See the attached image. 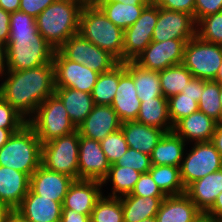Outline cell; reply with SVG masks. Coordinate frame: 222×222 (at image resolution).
Instances as JSON below:
<instances>
[{
	"label": "cell",
	"mask_w": 222,
	"mask_h": 222,
	"mask_svg": "<svg viewBox=\"0 0 222 222\" xmlns=\"http://www.w3.org/2000/svg\"><path fill=\"white\" fill-rule=\"evenodd\" d=\"M9 21L10 34L1 70H28L53 62L55 49L38 32L36 18L19 10L10 13Z\"/></svg>",
	"instance_id": "1"
},
{
	"label": "cell",
	"mask_w": 222,
	"mask_h": 222,
	"mask_svg": "<svg viewBox=\"0 0 222 222\" xmlns=\"http://www.w3.org/2000/svg\"><path fill=\"white\" fill-rule=\"evenodd\" d=\"M6 72L1 70L0 73L1 77L8 76L0 85V97L26 120H28V116L29 118L33 116L38 106L46 98L55 93L53 62L28 70Z\"/></svg>",
	"instance_id": "2"
},
{
	"label": "cell",
	"mask_w": 222,
	"mask_h": 222,
	"mask_svg": "<svg viewBox=\"0 0 222 222\" xmlns=\"http://www.w3.org/2000/svg\"><path fill=\"white\" fill-rule=\"evenodd\" d=\"M87 1L56 0L36 17L38 32L55 50L79 33L80 14Z\"/></svg>",
	"instance_id": "3"
},
{
	"label": "cell",
	"mask_w": 222,
	"mask_h": 222,
	"mask_svg": "<svg viewBox=\"0 0 222 222\" xmlns=\"http://www.w3.org/2000/svg\"><path fill=\"white\" fill-rule=\"evenodd\" d=\"M79 34L123 62L124 30L114 25L92 0L81 10Z\"/></svg>",
	"instance_id": "4"
},
{
	"label": "cell",
	"mask_w": 222,
	"mask_h": 222,
	"mask_svg": "<svg viewBox=\"0 0 222 222\" xmlns=\"http://www.w3.org/2000/svg\"><path fill=\"white\" fill-rule=\"evenodd\" d=\"M42 143L34 130L24 125L0 148V165L26 173L29 177L41 165Z\"/></svg>",
	"instance_id": "5"
},
{
	"label": "cell",
	"mask_w": 222,
	"mask_h": 222,
	"mask_svg": "<svg viewBox=\"0 0 222 222\" xmlns=\"http://www.w3.org/2000/svg\"><path fill=\"white\" fill-rule=\"evenodd\" d=\"M34 115L28 118L27 124L42 144L77 130L63 102L55 93L38 106Z\"/></svg>",
	"instance_id": "6"
},
{
	"label": "cell",
	"mask_w": 222,
	"mask_h": 222,
	"mask_svg": "<svg viewBox=\"0 0 222 222\" xmlns=\"http://www.w3.org/2000/svg\"><path fill=\"white\" fill-rule=\"evenodd\" d=\"M78 130L42 144L41 165L78 180Z\"/></svg>",
	"instance_id": "7"
},
{
	"label": "cell",
	"mask_w": 222,
	"mask_h": 222,
	"mask_svg": "<svg viewBox=\"0 0 222 222\" xmlns=\"http://www.w3.org/2000/svg\"><path fill=\"white\" fill-rule=\"evenodd\" d=\"M182 64L195 78L215 80L222 64V45L203 41L195 35L185 44Z\"/></svg>",
	"instance_id": "8"
},
{
	"label": "cell",
	"mask_w": 222,
	"mask_h": 222,
	"mask_svg": "<svg viewBox=\"0 0 222 222\" xmlns=\"http://www.w3.org/2000/svg\"><path fill=\"white\" fill-rule=\"evenodd\" d=\"M58 50L67 59L83 64L99 74L112 70L120 63L110 52L100 49L79 33L71 36Z\"/></svg>",
	"instance_id": "9"
},
{
	"label": "cell",
	"mask_w": 222,
	"mask_h": 222,
	"mask_svg": "<svg viewBox=\"0 0 222 222\" xmlns=\"http://www.w3.org/2000/svg\"><path fill=\"white\" fill-rule=\"evenodd\" d=\"M194 144L180 165V176L185 189L194 181L222 168V156L212 141Z\"/></svg>",
	"instance_id": "10"
},
{
	"label": "cell",
	"mask_w": 222,
	"mask_h": 222,
	"mask_svg": "<svg viewBox=\"0 0 222 222\" xmlns=\"http://www.w3.org/2000/svg\"><path fill=\"white\" fill-rule=\"evenodd\" d=\"M159 7L149 3L136 22L124 30L123 62L135 58L152 42Z\"/></svg>",
	"instance_id": "11"
},
{
	"label": "cell",
	"mask_w": 222,
	"mask_h": 222,
	"mask_svg": "<svg viewBox=\"0 0 222 222\" xmlns=\"http://www.w3.org/2000/svg\"><path fill=\"white\" fill-rule=\"evenodd\" d=\"M190 39H170L152 41L134 60L143 69L162 71L182 64L184 47Z\"/></svg>",
	"instance_id": "12"
},
{
	"label": "cell",
	"mask_w": 222,
	"mask_h": 222,
	"mask_svg": "<svg viewBox=\"0 0 222 222\" xmlns=\"http://www.w3.org/2000/svg\"><path fill=\"white\" fill-rule=\"evenodd\" d=\"M53 64L55 66V87L74 88L91 94L99 75L98 72L67 59L59 50H55Z\"/></svg>",
	"instance_id": "13"
},
{
	"label": "cell",
	"mask_w": 222,
	"mask_h": 222,
	"mask_svg": "<svg viewBox=\"0 0 222 222\" xmlns=\"http://www.w3.org/2000/svg\"><path fill=\"white\" fill-rule=\"evenodd\" d=\"M109 163L100 141L80 135L78 154V180L103 182L108 175Z\"/></svg>",
	"instance_id": "14"
},
{
	"label": "cell",
	"mask_w": 222,
	"mask_h": 222,
	"mask_svg": "<svg viewBox=\"0 0 222 222\" xmlns=\"http://www.w3.org/2000/svg\"><path fill=\"white\" fill-rule=\"evenodd\" d=\"M196 35V22L192 15L159 7L158 20L152 41L192 39Z\"/></svg>",
	"instance_id": "15"
},
{
	"label": "cell",
	"mask_w": 222,
	"mask_h": 222,
	"mask_svg": "<svg viewBox=\"0 0 222 222\" xmlns=\"http://www.w3.org/2000/svg\"><path fill=\"white\" fill-rule=\"evenodd\" d=\"M121 126L122 121L111 105H95L77 130L81 136L101 141Z\"/></svg>",
	"instance_id": "16"
},
{
	"label": "cell",
	"mask_w": 222,
	"mask_h": 222,
	"mask_svg": "<svg viewBox=\"0 0 222 222\" xmlns=\"http://www.w3.org/2000/svg\"><path fill=\"white\" fill-rule=\"evenodd\" d=\"M73 181L72 177L48 170L40 165L30 176L29 188L43 198L63 204L65 195Z\"/></svg>",
	"instance_id": "17"
},
{
	"label": "cell",
	"mask_w": 222,
	"mask_h": 222,
	"mask_svg": "<svg viewBox=\"0 0 222 222\" xmlns=\"http://www.w3.org/2000/svg\"><path fill=\"white\" fill-rule=\"evenodd\" d=\"M141 101L137 97L132 75L125 69V62L119 63V84L112 101V108L122 122L137 119Z\"/></svg>",
	"instance_id": "18"
},
{
	"label": "cell",
	"mask_w": 222,
	"mask_h": 222,
	"mask_svg": "<svg viewBox=\"0 0 222 222\" xmlns=\"http://www.w3.org/2000/svg\"><path fill=\"white\" fill-rule=\"evenodd\" d=\"M62 203L43 198L30 188L15 211L27 222H60Z\"/></svg>",
	"instance_id": "19"
},
{
	"label": "cell",
	"mask_w": 222,
	"mask_h": 222,
	"mask_svg": "<svg viewBox=\"0 0 222 222\" xmlns=\"http://www.w3.org/2000/svg\"><path fill=\"white\" fill-rule=\"evenodd\" d=\"M102 182L95 180H74L65 195L62 208L91 215L96 202L102 197Z\"/></svg>",
	"instance_id": "20"
},
{
	"label": "cell",
	"mask_w": 222,
	"mask_h": 222,
	"mask_svg": "<svg viewBox=\"0 0 222 222\" xmlns=\"http://www.w3.org/2000/svg\"><path fill=\"white\" fill-rule=\"evenodd\" d=\"M217 123V121L198 110L179 120L173 126L172 131L185 142L189 140H193L195 143L212 141Z\"/></svg>",
	"instance_id": "21"
},
{
	"label": "cell",
	"mask_w": 222,
	"mask_h": 222,
	"mask_svg": "<svg viewBox=\"0 0 222 222\" xmlns=\"http://www.w3.org/2000/svg\"><path fill=\"white\" fill-rule=\"evenodd\" d=\"M30 177L0 165V201L15 210L29 191Z\"/></svg>",
	"instance_id": "22"
},
{
	"label": "cell",
	"mask_w": 222,
	"mask_h": 222,
	"mask_svg": "<svg viewBox=\"0 0 222 222\" xmlns=\"http://www.w3.org/2000/svg\"><path fill=\"white\" fill-rule=\"evenodd\" d=\"M221 192L222 168L191 183L185 194L202 213H206Z\"/></svg>",
	"instance_id": "23"
},
{
	"label": "cell",
	"mask_w": 222,
	"mask_h": 222,
	"mask_svg": "<svg viewBox=\"0 0 222 222\" xmlns=\"http://www.w3.org/2000/svg\"><path fill=\"white\" fill-rule=\"evenodd\" d=\"M202 212L186 195L166 196L156 214L157 222H195Z\"/></svg>",
	"instance_id": "24"
},
{
	"label": "cell",
	"mask_w": 222,
	"mask_h": 222,
	"mask_svg": "<svg viewBox=\"0 0 222 222\" xmlns=\"http://www.w3.org/2000/svg\"><path fill=\"white\" fill-rule=\"evenodd\" d=\"M121 129L129 148L148 155L152 154L154 147L166 133L160 128L148 126L136 120L122 122Z\"/></svg>",
	"instance_id": "25"
},
{
	"label": "cell",
	"mask_w": 222,
	"mask_h": 222,
	"mask_svg": "<svg viewBox=\"0 0 222 222\" xmlns=\"http://www.w3.org/2000/svg\"><path fill=\"white\" fill-rule=\"evenodd\" d=\"M55 88V94L63 102L71 122L78 128L95 106L91 94L74 88Z\"/></svg>",
	"instance_id": "26"
},
{
	"label": "cell",
	"mask_w": 222,
	"mask_h": 222,
	"mask_svg": "<svg viewBox=\"0 0 222 222\" xmlns=\"http://www.w3.org/2000/svg\"><path fill=\"white\" fill-rule=\"evenodd\" d=\"M185 145V141L173 131L165 133L150 155L151 164L180 167Z\"/></svg>",
	"instance_id": "27"
},
{
	"label": "cell",
	"mask_w": 222,
	"mask_h": 222,
	"mask_svg": "<svg viewBox=\"0 0 222 222\" xmlns=\"http://www.w3.org/2000/svg\"><path fill=\"white\" fill-rule=\"evenodd\" d=\"M119 198L122 204L124 222H140L147 218L156 217L165 197H142L128 194Z\"/></svg>",
	"instance_id": "28"
},
{
	"label": "cell",
	"mask_w": 222,
	"mask_h": 222,
	"mask_svg": "<svg viewBox=\"0 0 222 222\" xmlns=\"http://www.w3.org/2000/svg\"><path fill=\"white\" fill-rule=\"evenodd\" d=\"M137 122L160 128L166 133L173 130L168 113V100L165 97H156L141 100Z\"/></svg>",
	"instance_id": "29"
},
{
	"label": "cell",
	"mask_w": 222,
	"mask_h": 222,
	"mask_svg": "<svg viewBox=\"0 0 222 222\" xmlns=\"http://www.w3.org/2000/svg\"><path fill=\"white\" fill-rule=\"evenodd\" d=\"M125 69L134 79L137 97L140 101L164 97L161 91L158 71L143 69L134 61H125Z\"/></svg>",
	"instance_id": "30"
},
{
	"label": "cell",
	"mask_w": 222,
	"mask_h": 222,
	"mask_svg": "<svg viewBox=\"0 0 222 222\" xmlns=\"http://www.w3.org/2000/svg\"><path fill=\"white\" fill-rule=\"evenodd\" d=\"M107 16V18L119 28L125 30L132 26L140 17L147 5H130L119 2H94Z\"/></svg>",
	"instance_id": "31"
},
{
	"label": "cell",
	"mask_w": 222,
	"mask_h": 222,
	"mask_svg": "<svg viewBox=\"0 0 222 222\" xmlns=\"http://www.w3.org/2000/svg\"><path fill=\"white\" fill-rule=\"evenodd\" d=\"M148 172L166 196L185 194L186 189L181 180L180 167L152 165Z\"/></svg>",
	"instance_id": "32"
},
{
	"label": "cell",
	"mask_w": 222,
	"mask_h": 222,
	"mask_svg": "<svg viewBox=\"0 0 222 222\" xmlns=\"http://www.w3.org/2000/svg\"><path fill=\"white\" fill-rule=\"evenodd\" d=\"M141 174L133 168L112 164L102 184L104 185L108 180L112 181V195L109 194L108 197L119 198L131 194Z\"/></svg>",
	"instance_id": "33"
},
{
	"label": "cell",
	"mask_w": 222,
	"mask_h": 222,
	"mask_svg": "<svg viewBox=\"0 0 222 222\" xmlns=\"http://www.w3.org/2000/svg\"><path fill=\"white\" fill-rule=\"evenodd\" d=\"M193 78L192 73L183 65H175L159 71V80L162 94L169 98L182 92Z\"/></svg>",
	"instance_id": "34"
},
{
	"label": "cell",
	"mask_w": 222,
	"mask_h": 222,
	"mask_svg": "<svg viewBox=\"0 0 222 222\" xmlns=\"http://www.w3.org/2000/svg\"><path fill=\"white\" fill-rule=\"evenodd\" d=\"M119 84V64L100 73L91 92L95 105H111Z\"/></svg>",
	"instance_id": "35"
},
{
	"label": "cell",
	"mask_w": 222,
	"mask_h": 222,
	"mask_svg": "<svg viewBox=\"0 0 222 222\" xmlns=\"http://www.w3.org/2000/svg\"><path fill=\"white\" fill-rule=\"evenodd\" d=\"M91 222H124L120 198L102 197L96 202L90 215Z\"/></svg>",
	"instance_id": "36"
},
{
	"label": "cell",
	"mask_w": 222,
	"mask_h": 222,
	"mask_svg": "<svg viewBox=\"0 0 222 222\" xmlns=\"http://www.w3.org/2000/svg\"><path fill=\"white\" fill-rule=\"evenodd\" d=\"M220 84L214 80H204V89L198 102L199 111L217 122H221Z\"/></svg>",
	"instance_id": "37"
},
{
	"label": "cell",
	"mask_w": 222,
	"mask_h": 222,
	"mask_svg": "<svg viewBox=\"0 0 222 222\" xmlns=\"http://www.w3.org/2000/svg\"><path fill=\"white\" fill-rule=\"evenodd\" d=\"M196 28V35L203 41L222 45V11L201 18Z\"/></svg>",
	"instance_id": "38"
},
{
	"label": "cell",
	"mask_w": 222,
	"mask_h": 222,
	"mask_svg": "<svg viewBox=\"0 0 222 222\" xmlns=\"http://www.w3.org/2000/svg\"><path fill=\"white\" fill-rule=\"evenodd\" d=\"M167 100L169 118L173 126L179 120L199 110L198 102L194 100V97L185 96L183 93L171 96Z\"/></svg>",
	"instance_id": "39"
},
{
	"label": "cell",
	"mask_w": 222,
	"mask_h": 222,
	"mask_svg": "<svg viewBox=\"0 0 222 222\" xmlns=\"http://www.w3.org/2000/svg\"><path fill=\"white\" fill-rule=\"evenodd\" d=\"M100 144L111 165L115 164L129 148L121 128L107 135Z\"/></svg>",
	"instance_id": "40"
},
{
	"label": "cell",
	"mask_w": 222,
	"mask_h": 222,
	"mask_svg": "<svg viewBox=\"0 0 222 222\" xmlns=\"http://www.w3.org/2000/svg\"><path fill=\"white\" fill-rule=\"evenodd\" d=\"M115 165L133 168L140 173H147L152 166L150 155L132 148H128L126 153L117 160Z\"/></svg>",
	"instance_id": "41"
},
{
	"label": "cell",
	"mask_w": 222,
	"mask_h": 222,
	"mask_svg": "<svg viewBox=\"0 0 222 222\" xmlns=\"http://www.w3.org/2000/svg\"><path fill=\"white\" fill-rule=\"evenodd\" d=\"M27 120L0 97V128L21 129Z\"/></svg>",
	"instance_id": "42"
},
{
	"label": "cell",
	"mask_w": 222,
	"mask_h": 222,
	"mask_svg": "<svg viewBox=\"0 0 222 222\" xmlns=\"http://www.w3.org/2000/svg\"><path fill=\"white\" fill-rule=\"evenodd\" d=\"M129 195L142 197H166L156 182L152 179L149 172L141 174L139 180L135 184L134 189Z\"/></svg>",
	"instance_id": "43"
},
{
	"label": "cell",
	"mask_w": 222,
	"mask_h": 222,
	"mask_svg": "<svg viewBox=\"0 0 222 222\" xmlns=\"http://www.w3.org/2000/svg\"><path fill=\"white\" fill-rule=\"evenodd\" d=\"M151 4L168 10L187 13L193 16L195 11V0H149Z\"/></svg>",
	"instance_id": "44"
},
{
	"label": "cell",
	"mask_w": 222,
	"mask_h": 222,
	"mask_svg": "<svg viewBox=\"0 0 222 222\" xmlns=\"http://www.w3.org/2000/svg\"><path fill=\"white\" fill-rule=\"evenodd\" d=\"M222 11V0H195L194 21Z\"/></svg>",
	"instance_id": "45"
},
{
	"label": "cell",
	"mask_w": 222,
	"mask_h": 222,
	"mask_svg": "<svg viewBox=\"0 0 222 222\" xmlns=\"http://www.w3.org/2000/svg\"><path fill=\"white\" fill-rule=\"evenodd\" d=\"M56 0H20L19 10L36 18Z\"/></svg>",
	"instance_id": "46"
},
{
	"label": "cell",
	"mask_w": 222,
	"mask_h": 222,
	"mask_svg": "<svg viewBox=\"0 0 222 222\" xmlns=\"http://www.w3.org/2000/svg\"><path fill=\"white\" fill-rule=\"evenodd\" d=\"M204 89V80L193 77L189 84L182 89L185 96L194 97V100L199 102Z\"/></svg>",
	"instance_id": "47"
},
{
	"label": "cell",
	"mask_w": 222,
	"mask_h": 222,
	"mask_svg": "<svg viewBox=\"0 0 222 222\" xmlns=\"http://www.w3.org/2000/svg\"><path fill=\"white\" fill-rule=\"evenodd\" d=\"M10 13L0 7V42L5 46L10 34Z\"/></svg>",
	"instance_id": "48"
},
{
	"label": "cell",
	"mask_w": 222,
	"mask_h": 222,
	"mask_svg": "<svg viewBox=\"0 0 222 222\" xmlns=\"http://www.w3.org/2000/svg\"><path fill=\"white\" fill-rule=\"evenodd\" d=\"M60 222H91L90 215L77 213L69 208H62Z\"/></svg>",
	"instance_id": "49"
},
{
	"label": "cell",
	"mask_w": 222,
	"mask_h": 222,
	"mask_svg": "<svg viewBox=\"0 0 222 222\" xmlns=\"http://www.w3.org/2000/svg\"><path fill=\"white\" fill-rule=\"evenodd\" d=\"M205 214L222 222V192L217 196L213 206Z\"/></svg>",
	"instance_id": "50"
},
{
	"label": "cell",
	"mask_w": 222,
	"mask_h": 222,
	"mask_svg": "<svg viewBox=\"0 0 222 222\" xmlns=\"http://www.w3.org/2000/svg\"><path fill=\"white\" fill-rule=\"evenodd\" d=\"M212 142L222 156V121L218 122L213 134Z\"/></svg>",
	"instance_id": "51"
},
{
	"label": "cell",
	"mask_w": 222,
	"mask_h": 222,
	"mask_svg": "<svg viewBox=\"0 0 222 222\" xmlns=\"http://www.w3.org/2000/svg\"><path fill=\"white\" fill-rule=\"evenodd\" d=\"M0 7L9 13L19 11L20 0H0Z\"/></svg>",
	"instance_id": "52"
},
{
	"label": "cell",
	"mask_w": 222,
	"mask_h": 222,
	"mask_svg": "<svg viewBox=\"0 0 222 222\" xmlns=\"http://www.w3.org/2000/svg\"><path fill=\"white\" fill-rule=\"evenodd\" d=\"M93 2H119L132 5H148L149 0H92Z\"/></svg>",
	"instance_id": "53"
},
{
	"label": "cell",
	"mask_w": 222,
	"mask_h": 222,
	"mask_svg": "<svg viewBox=\"0 0 222 222\" xmlns=\"http://www.w3.org/2000/svg\"><path fill=\"white\" fill-rule=\"evenodd\" d=\"M20 129H2L0 128V148L9 140L13 133L18 132Z\"/></svg>",
	"instance_id": "54"
},
{
	"label": "cell",
	"mask_w": 222,
	"mask_h": 222,
	"mask_svg": "<svg viewBox=\"0 0 222 222\" xmlns=\"http://www.w3.org/2000/svg\"><path fill=\"white\" fill-rule=\"evenodd\" d=\"M12 212L13 210L7 204L0 201V222H5Z\"/></svg>",
	"instance_id": "55"
},
{
	"label": "cell",
	"mask_w": 222,
	"mask_h": 222,
	"mask_svg": "<svg viewBox=\"0 0 222 222\" xmlns=\"http://www.w3.org/2000/svg\"><path fill=\"white\" fill-rule=\"evenodd\" d=\"M5 222H27L15 210L6 218Z\"/></svg>",
	"instance_id": "56"
},
{
	"label": "cell",
	"mask_w": 222,
	"mask_h": 222,
	"mask_svg": "<svg viewBox=\"0 0 222 222\" xmlns=\"http://www.w3.org/2000/svg\"><path fill=\"white\" fill-rule=\"evenodd\" d=\"M195 222H221L219 220H216L215 218L206 215L205 213H202Z\"/></svg>",
	"instance_id": "57"
},
{
	"label": "cell",
	"mask_w": 222,
	"mask_h": 222,
	"mask_svg": "<svg viewBox=\"0 0 222 222\" xmlns=\"http://www.w3.org/2000/svg\"><path fill=\"white\" fill-rule=\"evenodd\" d=\"M4 49L5 46L0 42V66H3L4 63Z\"/></svg>",
	"instance_id": "58"
},
{
	"label": "cell",
	"mask_w": 222,
	"mask_h": 222,
	"mask_svg": "<svg viewBox=\"0 0 222 222\" xmlns=\"http://www.w3.org/2000/svg\"><path fill=\"white\" fill-rule=\"evenodd\" d=\"M214 81L218 82L219 84H222V64L218 69V74Z\"/></svg>",
	"instance_id": "59"
},
{
	"label": "cell",
	"mask_w": 222,
	"mask_h": 222,
	"mask_svg": "<svg viewBox=\"0 0 222 222\" xmlns=\"http://www.w3.org/2000/svg\"><path fill=\"white\" fill-rule=\"evenodd\" d=\"M140 222H157V220H156V217H151V218L141 220Z\"/></svg>",
	"instance_id": "60"
},
{
	"label": "cell",
	"mask_w": 222,
	"mask_h": 222,
	"mask_svg": "<svg viewBox=\"0 0 222 222\" xmlns=\"http://www.w3.org/2000/svg\"><path fill=\"white\" fill-rule=\"evenodd\" d=\"M220 101H221V121H222V84H220V95H219Z\"/></svg>",
	"instance_id": "61"
}]
</instances>
